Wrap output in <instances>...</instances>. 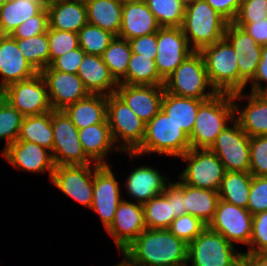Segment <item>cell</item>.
Segmentation results:
<instances>
[{
  "label": "cell",
  "instance_id": "cell-23",
  "mask_svg": "<svg viewBox=\"0 0 267 266\" xmlns=\"http://www.w3.org/2000/svg\"><path fill=\"white\" fill-rule=\"evenodd\" d=\"M38 72L23 57L16 39L0 35V92L8 85L34 77Z\"/></svg>",
  "mask_w": 267,
  "mask_h": 266
},
{
  "label": "cell",
  "instance_id": "cell-31",
  "mask_svg": "<svg viewBox=\"0 0 267 266\" xmlns=\"http://www.w3.org/2000/svg\"><path fill=\"white\" fill-rule=\"evenodd\" d=\"M44 8L41 0H8L0 7V35H11L18 26Z\"/></svg>",
  "mask_w": 267,
  "mask_h": 266
},
{
  "label": "cell",
  "instance_id": "cell-60",
  "mask_svg": "<svg viewBox=\"0 0 267 266\" xmlns=\"http://www.w3.org/2000/svg\"><path fill=\"white\" fill-rule=\"evenodd\" d=\"M120 3L125 4L133 1H139V0H118Z\"/></svg>",
  "mask_w": 267,
  "mask_h": 266
},
{
  "label": "cell",
  "instance_id": "cell-35",
  "mask_svg": "<svg viewBox=\"0 0 267 266\" xmlns=\"http://www.w3.org/2000/svg\"><path fill=\"white\" fill-rule=\"evenodd\" d=\"M17 140L32 142L52 151L53 128L51 123V111L41 115L23 117Z\"/></svg>",
  "mask_w": 267,
  "mask_h": 266
},
{
  "label": "cell",
  "instance_id": "cell-49",
  "mask_svg": "<svg viewBox=\"0 0 267 266\" xmlns=\"http://www.w3.org/2000/svg\"><path fill=\"white\" fill-rule=\"evenodd\" d=\"M267 18V0H242L233 23H253Z\"/></svg>",
  "mask_w": 267,
  "mask_h": 266
},
{
  "label": "cell",
  "instance_id": "cell-33",
  "mask_svg": "<svg viewBox=\"0 0 267 266\" xmlns=\"http://www.w3.org/2000/svg\"><path fill=\"white\" fill-rule=\"evenodd\" d=\"M217 191L192 187L184 183V203L187 213L207 226L212 221L219 201Z\"/></svg>",
  "mask_w": 267,
  "mask_h": 266
},
{
  "label": "cell",
  "instance_id": "cell-39",
  "mask_svg": "<svg viewBox=\"0 0 267 266\" xmlns=\"http://www.w3.org/2000/svg\"><path fill=\"white\" fill-rule=\"evenodd\" d=\"M144 221L148 229H168L176 218L172 202L162 193L142 204Z\"/></svg>",
  "mask_w": 267,
  "mask_h": 266
},
{
  "label": "cell",
  "instance_id": "cell-10",
  "mask_svg": "<svg viewBox=\"0 0 267 266\" xmlns=\"http://www.w3.org/2000/svg\"><path fill=\"white\" fill-rule=\"evenodd\" d=\"M53 128L52 156L56 166L87 165L93 163L84 153L79 139V129L63 110L51 111Z\"/></svg>",
  "mask_w": 267,
  "mask_h": 266
},
{
  "label": "cell",
  "instance_id": "cell-20",
  "mask_svg": "<svg viewBox=\"0 0 267 266\" xmlns=\"http://www.w3.org/2000/svg\"><path fill=\"white\" fill-rule=\"evenodd\" d=\"M1 153L4 159L16 169L31 173L48 171L51 180L56 165L49 149L25 140H17Z\"/></svg>",
  "mask_w": 267,
  "mask_h": 266
},
{
  "label": "cell",
  "instance_id": "cell-17",
  "mask_svg": "<svg viewBox=\"0 0 267 266\" xmlns=\"http://www.w3.org/2000/svg\"><path fill=\"white\" fill-rule=\"evenodd\" d=\"M224 38L231 44L237 53L239 68V92L255 76L258 63L261 59L262 46L257 43L243 28L233 22H228Z\"/></svg>",
  "mask_w": 267,
  "mask_h": 266
},
{
  "label": "cell",
  "instance_id": "cell-59",
  "mask_svg": "<svg viewBox=\"0 0 267 266\" xmlns=\"http://www.w3.org/2000/svg\"><path fill=\"white\" fill-rule=\"evenodd\" d=\"M115 266H130V265L125 259H122V261L118 262V264H116Z\"/></svg>",
  "mask_w": 267,
  "mask_h": 266
},
{
  "label": "cell",
  "instance_id": "cell-16",
  "mask_svg": "<svg viewBox=\"0 0 267 266\" xmlns=\"http://www.w3.org/2000/svg\"><path fill=\"white\" fill-rule=\"evenodd\" d=\"M157 49L156 68L164 81L194 52L182 27H161L157 31Z\"/></svg>",
  "mask_w": 267,
  "mask_h": 266
},
{
  "label": "cell",
  "instance_id": "cell-53",
  "mask_svg": "<svg viewBox=\"0 0 267 266\" xmlns=\"http://www.w3.org/2000/svg\"><path fill=\"white\" fill-rule=\"evenodd\" d=\"M252 84L251 92L257 94H264L267 92V44L262 46L261 59L258 63V67L255 76L250 81ZM262 82L266 85L262 86Z\"/></svg>",
  "mask_w": 267,
  "mask_h": 266
},
{
  "label": "cell",
  "instance_id": "cell-51",
  "mask_svg": "<svg viewBox=\"0 0 267 266\" xmlns=\"http://www.w3.org/2000/svg\"><path fill=\"white\" fill-rule=\"evenodd\" d=\"M180 181H170L163 194L167 197L169 202H172L173 212L175 217L187 214V209L184 203V182L179 178Z\"/></svg>",
  "mask_w": 267,
  "mask_h": 266
},
{
  "label": "cell",
  "instance_id": "cell-48",
  "mask_svg": "<svg viewBox=\"0 0 267 266\" xmlns=\"http://www.w3.org/2000/svg\"><path fill=\"white\" fill-rule=\"evenodd\" d=\"M48 27V10L44 8L39 14L18 26L11 36L13 38L26 39L47 32Z\"/></svg>",
  "mask_w": 267,
  "mask_h": 266
},
{
  "label": "cell",
  "instance_id": "cell-55",
  "mask_svg": "<svg viewBox=\"0 0 267 266\" xmlns=\"http://www.w3.org/2000/svg\"><path fill=\"white\" fill-rule=\"evenodd\" d=\"M243 28L261 46L267 44V18L253 23H234Z\"/></svg>",
  "mask_w": 267,
  "mask_h": 266
},
{
  "label": "cell",
  "instance_id": "cell-21",
  "mask_svg": "<svg viewBox=\"0 0 267 266\" xmlns=\"http://www.w3.org/2000/svg\"><path fill=\"white\" fill-rule=\"evenodd\" d=\"M115 93L145 123L160 110L165 93L164 85H130L118 83Z\"/></svg>",
  "mask_w": 267,
  "mask_h": 266
},
{
  "label": "cell",
  "instance_id": "cell-50",
  "mask_svg": "<svg viewBox=\"0 0 267 266\" xmlns=\"http://www.w3.org/2000/svg\"><path fill=\"white\" fill-rule=\"evenodd\" d=\"M86 53L80 48L70 50L69 52L56 58L49 66L54 69L65 73L77 74L78 68Z\"/></svg>",
  "mask_w": 267,
  "mask_h": 266
},
{
  "label": "cell",
  "instance_id": "cell-24",
  "mask_svg": "<svg viewBox=\"0 0 267 266\" xmlns=\"http://www.w3.org/2000/svg\"><path fill=\"white\" fill-rule=\"evenodd\" d=\"M167 175L149 166H139L126 177L127 194L137 203L143 204L164 192L168 181Z\"/></svg>",
  "mask_w": 267,
  "mask_h": 266
},
{
  "label": "cell",
  "instance_id": "cell-44",
  "mask_svg": "<svg viewBox=\"0 0 267 266\" xmlns=\"http://www.w3.org/2000/svg\"><path fill=\"white\" fill-rule=\"evenodd\" d=\"M207 225L200 219L190 214L176 217L169 226L168 230L177 238L182 239L187 244L192 242Z\"/></svg>",
  "mask_w": 267,
  "mask_h": 266
},
{
  "label": "cell",
  "instance_id": "cell-5",
  "mask_svg": "<svg viewBox=\"0 0 267 266\" xmlns=\"http://www.w3.org/2000/svg\"><path fill=\"white\" fill-rule=\"evenodd\" d=\"M207 87L210 89L207 90ZM167 93L181 97L209 100L217 92L209 82L204 58L200 52H192L165 80Z\"/></svg>",
  "mask_w": 267,
  "mask_h": 266
},
{
  "label": "cell",
  "instance_id": "cell-19",
  "mask_svg": "<svg viewBox=\"0 0 267 266\" xmlns=\"http://www.w3.org/2000/svg\"><path fill=\"white\" fill-rule=\"evenodd\" d=\"M146 229L144 210L140 203L123 200L118 205L112 224L106 229L122 252Z\"/></svg>",
  "mask_w": 267,
  "mask_h": 266
},
{
  "label": "cell",
  "instance_id": "cell-54",
  "mask_svg": "<svg viewBox=\"0 0 267 266\" xmlns=\"http://www.w3.org/2000/svg\"><path fill=\"white\" fill-rule=\"evenodd\" d=\"M228 22H233L240 10L242 0H205Z\"/></svg>",
  "mask_w": 267,
  "mask_h": 266
},
{
  "label": "cell",
  "instance_id": "cell-56",
  "mask_svg": "<svg viewBox=\"0 0 267 266\" xmlns=\"http://www.w3.org/2000/svg\"><path fill=\"white\" fill-rule=\"evenodd\" d=\"M242 261L247 266H267V253H243Z\"/></svg>",
  "mask_w": 267,
  "mask_h": 266
},
{
  "label": "cell",
  "instance_id": "cell-22",
  "mask_svg": "<svg viewBox=\"0 0 267 266\" xmlns=\"http://www.w3.org/2000/svg\"><path fill=\"white\" fill-rule=\"evenodd\" d=\"M244 98L248 99V103L241 108L236 104V100L243 101ZM232 100L234 102V119L239 123L241 129L249 137L267 135V96L252 92L244 94L242 91L232 94Z\"/></svg>",
  "mask_w": 267,
  "mask_h": 266
},
{
  "label": "cell",
  "instance_id": "cell-42",
  "mask_svg": "<svg viewBox=\"0 0 267 266\" xmlns=\"http://www.w3.org/2000/svg\"><path fill=\"white\" fill-rule=\"evenodd\" d=\"M23 117L17 109L0 95V139L6 140L4 149L17 141Z\"/></svg>",
  "mask_w": 267,
  "mask_h": 266
},
{
  "label": "cell",
  "instance_id": "cell-61",
  "mask_svg": "<svg viewBox=\"0 0 267 266\" xmlns=\"http://www.w3.org/2000/svg\"><path fill=\"white\" fill-rule=\"evenodd\" d=\"M8 0H0V7L5 3L7 2Z\"/></svg>",
  "mask_w": 267,
  "mask_h": 266
},
{
  "label": "cell",
  "instance_id": "cell-63",
  "mask_svg": "<svg viewBox=\"0 0 267 266\" xmlns=\"http://www.w3.org/2000/svg\"><path fill=\"white\" fill-rule=\"evenodd\" d=\"M238 266H247L243 261Z\"/></svg>",
  "mask_w": 267,
  "mask_h": 266
},
{
  "label": "cell",
  "instance_id": "cell-45",
  "mask_svg": "<svg viewBox=\"0 0 267 266\" xmlns=\"http://www.w3.org/2000/svg\"><path fill=\"white\" fill-rule=\"evenodd\" d=\"M253 176H267V135L250 137V170Z\"/></svg>",
  "mask_w": 267,
  "mask_h": 266
},
{
  "label": "cell",
  "instance_id": "cell-30",
  "mask_svg": "<svg viewBox=\"0 0 267 266\" xmlns=\"http://www.w3.org/2000/svg\"><path fill=\"white\" fill-rule=\"evenodd\" d=\"M206 100L181 97L165 91L161 110L189 137L195 125L199 106Z\"/></svg>",
  "mask_w": 267,
  "mask_h": 266
},
{
  "label": "cell",
  "instance_id": "cell-26",
  "mask_svg": "<svg viewBox=\"0 0 267 266\" xmlns=\"http://www.w3.org/2000/svg\"><path fill=\"white\" fill-rule=\"evenodd\" d=\"M77 75L90 94L110 95L115 93L118 83L111 76L108 66L99 55L85 54Z\"/></svg>",
  "mask_w": 267,
  "mask_h": 266
},
{
  "label": "cell",
  "instance_id": "cell-8",
  "mask_svg": "<svg viewBox=\"0 0 267 266\" xmlns=\"http://www.w3.org/2000/svg\"><path fill=\"white\" fill-rule=\"evenodd\" d=\"M242 257L243 252L208 227L188 244L187 262H191V266H238Z\"/></svg>",
  "mask_w": 267,
  "mask_h": 266
},
{
  "label": "cell",
  "instance_id": "cell-12",
  "mask_svg": "<svg viewBox=\"0 0 267 266\" xmlns=\"http://www.w3.org/2000/svg\"><path fill=\"white\" fill-rule=\"evenodd\" d=\"M231 123L233 126L227 125L221 131L210 150L218 156L226 171L249 172L250 137L235 119Z\"/></svg>",
  "mask_w": 267,
  "mask_h": 266
},
{
  "label": "cell",
  "instance_id": "cell-6",
  "mask_svg": "<svg viewBox=\"0 0 267 266\" xmlns=\"http://www.w3.org/2000/svg\"><path fill=\"white\" fill-rule=\"evenodd\" d=\"M202 54L210 84L217 93L239 92V68L237 53L223 38L203 48Z\"/></svg>",
  "mask_w": 267,
  "mask_h": 266
},
{
  "label": "cell",
  "instance_id": "cell-15",
  "mask_svg": "<svg viewBox=\"0 0 267 266\" xmlns=\"http://www.w3.org/2000/svg\"><path fill=\"white\" fill-rule=\"evenodd\" d=\"M120 183L110 165L94 164L93 201L91 210L96 212L105 230L112 224L118 205L123 200Z\"/></svg>",
  "mask_w": 267,
  "mask_h": 266
},
{
  "label": "cell",
  "instance_id": "cell-36",
  "mask_svg": "<svg viewBox=\"0 0 267 266\" xmlns=\"http://www.w3.org/2000/svg\"><path fill=\"white\" fill-rule=\"evenodd\" d=\"M119 83L130 85H164L165 81L157 71L155 60L132 53L126 76Z\"/></svg>",
  "mask_w": 267,
  "mask_h": 266
},
{
  "label": "cell",
  "instance_id": "cell-41",
  "mask_svg": "<svg viewBox=\"0 0 267 266\" xmlns=\"http://www.w3.org/2000/svg\"><path fill=\"white\" fill-rule=\"evenodd\" d=\"M79 47L86 53L101 56L115 35L87 23L78 33Z\"/></svg>",
  "mask_w": 267,
  "mask_h": 266
},
{
  "label": "cell",
  "instance_id": "cell-9",
  "mask_svg": "<svg viewBox=\"0 0 267 266\" xmlns=\"http://www.w3.org/2000/svg\"><path fill=\"white\" fill-rule=\"evenodd\" d=\"M180 158L188 164L178 175L185 184L218 192L226 170L214 152L191 148Z\"/></svg>",
  "mask_w": 267,
  "mask_h": 266
},
{
  "label": "cell",
  "instance_id": "cell-28",
  "mask_svg": "<svg viewBox=\"0 0 267 266\" xmlns=\"http://www.w3.org/2000/svg\"><path fill=\"white\" fill-rule=\"evenodd\" d=\"M78 129L107 121V96L90 94L63 110Z\"/></svg>",
  "mask_w": 267,
  "mask_h": 266
},
{
  "label": "cell",
  "instance_id": "cell-13",
  "mask_svg": "<svg viewBox=\"0 0 267 266\" xmlns=\"http://www.w3.org/2000/svg\"><path fill=\"white\" fill-rule=\"evenodd\" d=\"M253 215L246 209L218 201L216 211L208 228L222 234L231 244H246L249 246L252 235Z\"/></svg>",
  "mask_w": 267,
  "mask_h": 266
},
{
  "label": "cell",
  "instance_id": "cell-18",
  "mask_svg": "<svg viewBox=\"0 0 267 266\" xmlns=\"http://www.w3.org/2000/svg\"><path fill=\"white\" fill-rule=\"evenodd\" d=\"M40 74L46 82L49 102L53 110H64L68 105L90 95L77 74L54 70L50 66Z\"/></svg>",
  "mask_w": 267,
  "mask_h": 266
},
{
  "label": "cell",
  "instance_id": "cell-47",
  "mask_svg": "<svg viewBox=\"0 0 267 266\" xmlns=\"http://www.w3.org/2000/svg\"><path fill=\"white\" fill-rule=\"evenodd\" d=\"M243 253H267V211L253 215L251 241Z\"/></svg>",
  "mask_w": 267,
  "mask_h": 266
},
{
  "label": "cell",
  "instance_id": "cell-25",
  "mask_svg": "<svg viewBox=\"0 0 267 266\" xmlns=\"http://www.w3.org/2000/svg\"><path fill=\"white\" fill-rule=\"evenodd\" d=\"M160 28L143 0L123 4L122 25L118 37L130 40L156 33Z\"/></svg>",
  "mask_w": 267,
  "mask_h": 266
},
{
  "label": "cell",
  "instance_id": "cell-46",
  "mask_svg": "<svg viewBox=\"0 0 267 266\" xmlns=\"http://www.w3.org/2000/svg\"><path fill=\"white\" fill-rule=\"evenodd\" d=\"M247 210L252 215L267 211V176H252Z\"/></svg>",
  "mask_w": 267,
  "mask_h": 266
},
{
  "label": "cell",
  "instance_id": "cell-2",
  "mask_svg": "<svg viewBox=\"0 0 267 266\" xmlns=\"http://www.w3.org/2000/svg\"><path fill=\"white\" fill-rule=\"evenodd\" d=\"M191 149L189 136L160 110L145 126L141 145L129 158L150 153L180 158Z\"/></svg>",
  "mask_w": 267,
  "mask_h": 266
},
{
  "label": "cell",
  "instance_id": "cell-4",
  "mask_svg": "<svg viewBox=\"0 0 267 266\" xmlns=\"http://www.w3.org/2000/svg\"><path fill=\"white\" fill-rule=\"evenodd\" d=\"M228 21L205 0L185 8L182 30L193 51L200 52L224 38Z\"/></svg>",
  "mask_w": 267,
  "mask_h": 266
},
{
  "label": "cell",
  "instance_id": "cell-34",
  "mask_svg": "<svg viewBox=\"0 0 267 266\" xmlns=\"http://www.w3.org/2000/svg\"><path fill=\"white\" fill-rule=\"evenodd\" d=\"M252 176L250 172L226 171L218 190L220 200L247 209Z\"/></svg>",
  "mask_w": 267,
  "mask_h": 266
},
{
  "label": "cell",
  "instance_id": "cell-57",
  "mask_svg": "<svg viewBox=\"0 0 267 266\" xmlns=\"http://www.w3.org/2000/svg\"><path fill=\"white\" fill-rule=\"evenodd\" d=\"M45 6V8L57 4V3H61L63 1H68V0H41Z\"/></svg>",
  "mask_w": 267,
  "mask_h": 266
},
{
  "label": "cell",
  "instance_id": "cell-1",
  "mask_svg": "<svg viewBox=\"0 0 267 266\" xmlns=\"http://www.w3.org/2000/svg\"><path fill=\"white\" fill-rule=\"evenodd\" d=\"M130 266H187L188 244L168 229L146 228L122 252Z\"/></svg>",
  "mask_w": 267,
  "mask_h": 266
},
{
  "label": "cell",
  "instance_id": "cell-27",
  "mask_svg": "<svg viewBox=\"0 0 267 266\" xmlns=\"http://www.w3.org/2000/svg\"><path fill=\"white\" fill-rule=\"evenodd\" d=\"M85 155L95 164L110 165L105 161L109 151H120L115 145L108 123H98L78 131Z\"/></svg>",
  "mask_w": 267,
  "mask_h": 266
},
{
  "label": "cell",
  "instance_id": "cell-43",
  "mask_svg": "<svg viewBox=\"0 0 267 266\" xmlns=\"http://www.w3.org/2000/svg\"><path fill=\"white\" fill-rule=\"evenodd\" d=\"M49 65L61 55L79 47L78 34L48 27Z\"/></svg>",
  "mask_w": 267,
  "mask_h": 266
},
{
  "label": "cell",
  "instance_id": "cell-58",
  "mask_svg": "<svg viewBox=\"0 0 267 266\" xmlns=\"http://www.w3.org/2000/svg\"><path fill=\"white\" fill-rule=\"evenodd\" d=\"M179 1L186 8L190 5H192L197 0H179Z\"/></svg>",
  "mask_w": 267,
  "mask_h": 266
},
{
  "label": "cell",
  "instance_id": "cell-62",
  "mask_svg": "<svg viewBox=\"0 0 267 266\" xmlns=\"http://www.w3.org/2000/svg\"><path fill=\"white\" fill-rule=\"evenodd\" d=\"M82 3H87V2H89V1H92V0H80Z\"/></svg>",
  "mask_w": 267,
  "mask_h": 266
},
{
  "label": "cell",
  "instance_id": "cell-7",
  "mask_svg": "<svg viewBox=\"0 0 267 266\" xmlns=\"http://www.w3.org/2000/svg\"><path fill=\"white\" fill-rule=\"evenodd\" d=\"M107 121L121 153H133L141 145L146 123L116 93L107 96Z\"/></svg>",
  "mask_w": 267,
  "mask_h": 266
},
{
  "label": "cell",
  "instance_id": "cell-14",
  "mask_svg": "<svg viewBox=\"0 0 267 266\" xmlns=\"http://www.w3.org/2000/svg\"><path fill=\"white\" fill-rule=\"evenodd\" d=\"M51 183L66 196L78 201L84 207L91 208L94 164L56 166Z\"/></svg>",
  "mask_w": 267,
  "mask_h": 266
},
{
  "label": "cell",
  "instance_id": "cell-52",
  "mask_svg": "<svg viewBox=\"0 0 267 266\" xmlns=\"http://www.w3.org/2000/svg\"><path fill=\"white\" fill-rule=\"evenodd\" d=\"M132 53L155 60L157 55V32L128 40Z\"/></svg>",
  "mask_w": 267,
  "mask_h": 266
},
{
  "label": "cell",
  "instance_id": "cell-11",
  "mask_svg": "<svg viewBox=\"0 0 267 266\" xmlns=\"http://www.w3.org/2000/svg\"><path fill=\"white\" fill-rule=\"evenodd\" d=\"M0 95L24 117L41 115L53 110L46 82L40 73L30 79L8 85Z\"/></svg>",
  "mask_w": 267,
  "mask_h": 266
},
{
  "label": "cell",
  "instance_id": "cell-32",
  "mask_svg": "<svg viewBox=\"0 0 267 266\" xmlns=\"http://www.w3.org/2000/svg\"><path fill=\"white\" fill-rule=\"evenodd\" d=\"M87 21L89 24L100 27L119 35L122 25L123 4L118 0H92L86 3Z\"/></svg>",
  "mask_w": 267,
  "mask_h": 266
},
{
  "label": "cell",
  "instance_id": "cell-38",
  "mask_svg": "<svg viewBox=\"0 0 267 266\" xmlns=\"http://www.w3.org/2000/svg\"><path fill=\"white\" fill-rule=\"evenodd\" d=\"M16 39L18 48L23 57L40 73L49 66V41L47 32L39 35L20 39Z\"/></svg>",
  "mask_w": 267,
  "mask_h": 266
},
{
  "label": "cell",
  "instance_id": "cell-29",
  "mask_svg": "<svg viewBox=\"0 0 267 266\" xmlns=\"http://www.w3.org/2000/svg\"><path fill=\"white\" fill-rule=\"evenodd\" d=\"M49 28L78 33L87 23L86 4L68 0L47 7Z\"/></svg>",
  "mask_w": 267,
  "mask_h": 266
},
{
  "label": "cell",
  "instance_id": "cell-40",
  "mask_svg": "<svg viewBox=\"0 0 267 266\" xmlns=\"http://www.w3.org/2000/svg\"><path fill=\"white\" fill-rule=\"evenodd\" d=\"M160 27H182L185 7L179 0H143Z\"/></svg>",
  "mask_w": 267,
  "mask_h": 266
},
{
  "label": "cell",
  "instance_id": "cell-37",
  "mask_svg": "<svg viewBox=\"0 0 267 266\" xmlns=\"http://www.w3.org/2000/svg\"><path fill=\"white\" fill-rule=\"evenodd\" d=\"M131 54L129 41L115 36L101 55L103 62L108 66L111 76L117 83L126 76Z\"/></svg>",
  "mask_w": 267,
  "mask_h": 266
},
{
  "label": "cell",
  "instance_id": "cell-3",
  "mask_svg": "<svg viewBox=\"0 0 267 266\" xmlns=\"http://www.w3.org/2000/svg\"><path fill=\"white\" fill-rule=\"evenodd\" d=\"M234 120L232 94L217 93L198 108L195 125L189 137L194 149H210L217 136Z\"/></svg>",
  "mask_w": 267,
  "mask_h": 266
}]
</instances>
